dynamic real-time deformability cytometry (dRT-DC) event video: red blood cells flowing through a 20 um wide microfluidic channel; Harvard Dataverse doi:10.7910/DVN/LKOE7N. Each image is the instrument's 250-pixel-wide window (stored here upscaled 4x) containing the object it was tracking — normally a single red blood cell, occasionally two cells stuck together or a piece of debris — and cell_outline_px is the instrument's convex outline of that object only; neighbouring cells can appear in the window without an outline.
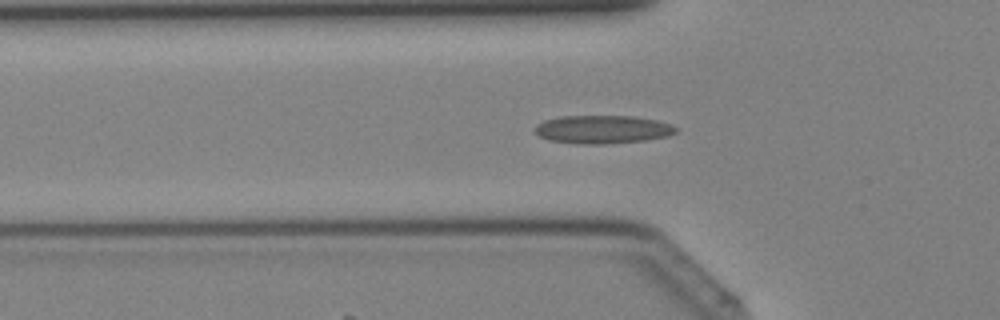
{"species": "Egyptian fruit bat (a non-hibernating species)", "species_latin": "Rousettus aegyptiacus", "temperature_condition": "cold", "stored_images_in_passage": 41, "camera_frame_rate_fps": 3000, "um_per_image_px": 0.085, "animal": {"sex": "female"}, "frame": {"image": 1, "passage_image": 14, "time_ms": 4.333, "image_size_px": [1000, 320], "cell_outline_px": [[676, 132], [668, 136], [644, 140], [604, 144], [576, 144], [548, 140], [540, 136], [532, 128], [536, 124], [544, 120], [560, 116], [632, 116], [656, 120], [672, 124], [676, 128]], "centroid_in_image_um": [51.17, 11.0], "position_along_channel_um": 74.6, "area_um2": 23.29}}
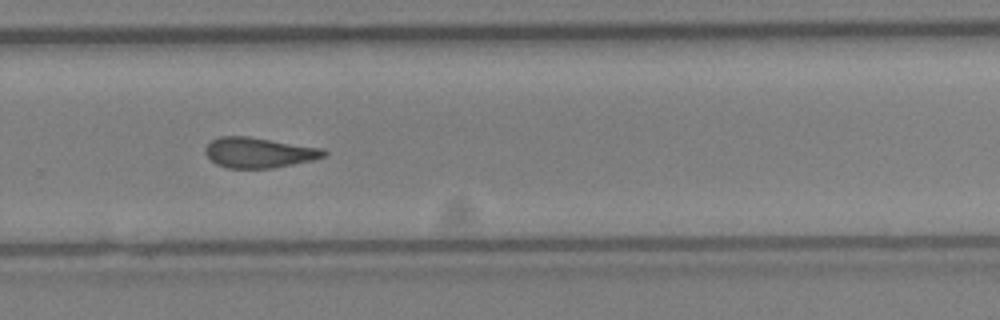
{"frame": {"image": 2, "passage_image": 28, "time_ms": 9.0, "image_size_px": [1000, 320], "cell_outline_px": [[328, 152], [324, 156], [312, 160], [272, 168], [228, 168], [216, 164], [204, 152], [204, 148], [212, 140], [220, 136], [248, 136], [324, 148]], "centroid_in_image_um": [22.01, 12.96], "position_along_channel_um": 307.8, "area_um2": 20.92}}
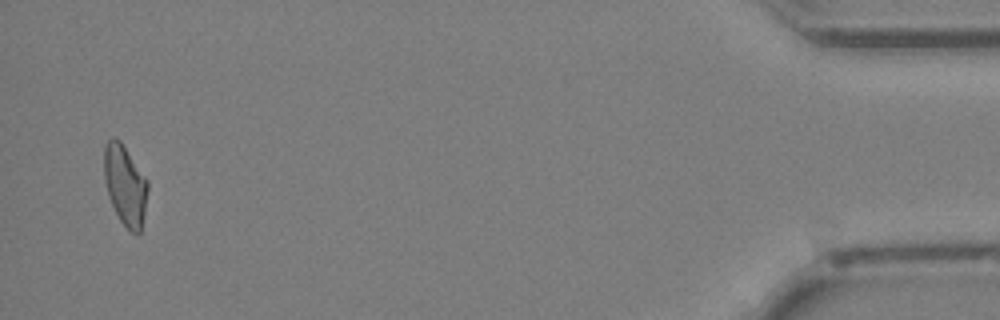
{"frame": {"image": 3, "passage_image": 40, "time_ms": 13.0, "image_size_px": [1000, 320], "cell_outline_px": [[148, 188], [144, 216], [140, 232], [136, 236], [120, 220], [108, 196], [104, 180], [104, 144], [112, 136], [116, 136], [120, 140], [148, 180]], "centroid_in_image_um": [10.63, 15.7], "position_along_channel_um": 424.6, "area_um2": 20.52}}